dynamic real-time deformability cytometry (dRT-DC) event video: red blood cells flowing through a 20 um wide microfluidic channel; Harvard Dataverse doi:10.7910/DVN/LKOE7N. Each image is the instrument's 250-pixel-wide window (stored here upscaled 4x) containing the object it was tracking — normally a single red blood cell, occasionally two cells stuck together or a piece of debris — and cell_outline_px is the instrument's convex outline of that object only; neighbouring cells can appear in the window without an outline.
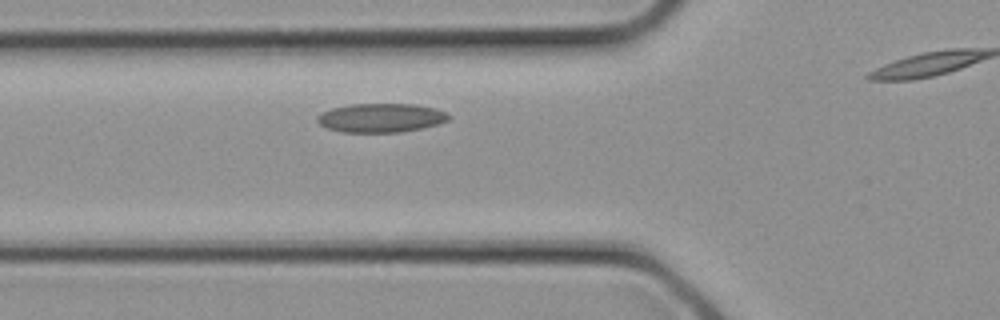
{"species": "common noctule bat (a hibernating species)", "species_latin": "Nyctalus noctula", "temperature_condition": "cold", "stored_images_in_passage": 8, "segment_of_instrument_passage": [1, 2], "camera_frame_rate_fps": 3000, "um_per_image_px": 0.085, "animal": {"sex": "female", "body_mass_g": 21.9}, "frame": {"image": 1, "passage_image": 5, "time_ms": 1.333, "image_size_px": [1000, 320], "cell_outline_px": [[452, 116], [448, 120], [440, 124], [400, 132], [340, 132], [324, 128], [316, 120], [316, 116], [320, 112], [332, 108], [352, 104], [412, 104], [436, 108], [448, 112]], "centroid_in_image_um": [32.37, 10.02], "position_along_channel_um": 93.4, "area_um2": 22.43}}
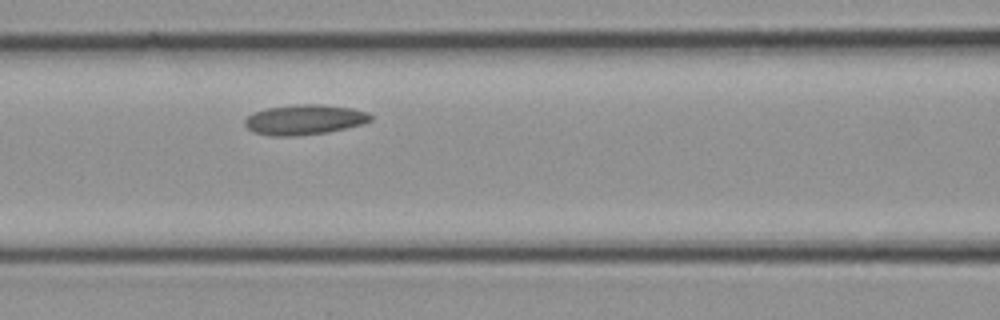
{"frame": {"image": 2, "passage_image": 7, "time_ms": 2.0, "image_size_px": [1000, 320], "cell_outline_px": [[372, 120], [364, 124], [328, 132], [296, 136], [268, 136], [252, 132], [244, 124], [244, 120], [252, 112], [268, 108], [296, 104], [324, 104], [352, 108], [368, 112], [372, 116]], "centroid_in_image_um": [25.88, 10.17], "position_along_channel_um": 140.7, "area_um2": 22.37}}